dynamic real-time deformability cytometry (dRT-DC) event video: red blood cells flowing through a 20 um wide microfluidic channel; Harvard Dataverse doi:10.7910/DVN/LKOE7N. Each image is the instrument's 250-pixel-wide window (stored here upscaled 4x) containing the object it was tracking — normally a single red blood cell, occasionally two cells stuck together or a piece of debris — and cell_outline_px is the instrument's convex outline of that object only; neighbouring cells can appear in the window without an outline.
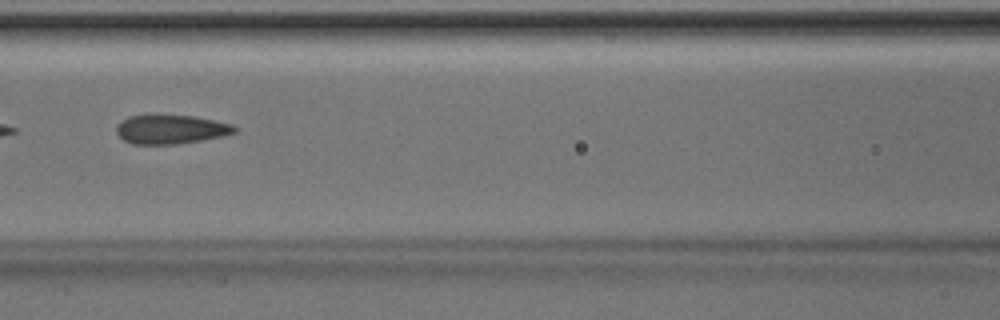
{"species": "Egyptian fruit bat (a non-hibernating species)", "species_latin": "Rousettus aegyptiacus", "temperature_condition": "room temperature", "stored_images_in_passage": 7, "camera_frame_rate_fps": 3000, "um_per_image_px": 0.085, "animal": {"sex": "male"}, "frame": {"image": 1, "passage_image": 6, "time_ms": 1.667, "image_size_px": [1000, 320], "cell_outline_px": [[240, 128], [236, 132], [224, 136], [176, 144], [132, 144], [124, 140], [116, 132], [116, 124], [128, 116], [152, 112], [156, 112], [192, 116], [232, 124]], "centroid_in_image_um": [14.48, 10.95], "position_along_channel_um": 152.1, "area_um2": 20.75}}
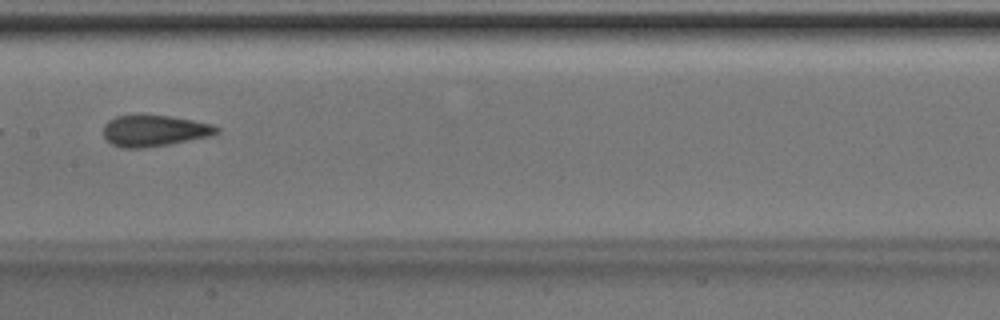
{"frame": {"image": 2, "passage_image": 7, "time_ms": 2.0, "image_size_px": [1000, 320], "cell_outline_px": [[220, 132], [212, 136], [172, 144], [144, 148], [120, 148], [112, 144], [104, 136], [104, 124], [108, 120], [116, 116], [172, 116], [212, 124], [220, 128]], "centroid_in_image_um": [13.16, 11.13], "position_along_channel_um": 194.2, "area_um2": 20.69}}